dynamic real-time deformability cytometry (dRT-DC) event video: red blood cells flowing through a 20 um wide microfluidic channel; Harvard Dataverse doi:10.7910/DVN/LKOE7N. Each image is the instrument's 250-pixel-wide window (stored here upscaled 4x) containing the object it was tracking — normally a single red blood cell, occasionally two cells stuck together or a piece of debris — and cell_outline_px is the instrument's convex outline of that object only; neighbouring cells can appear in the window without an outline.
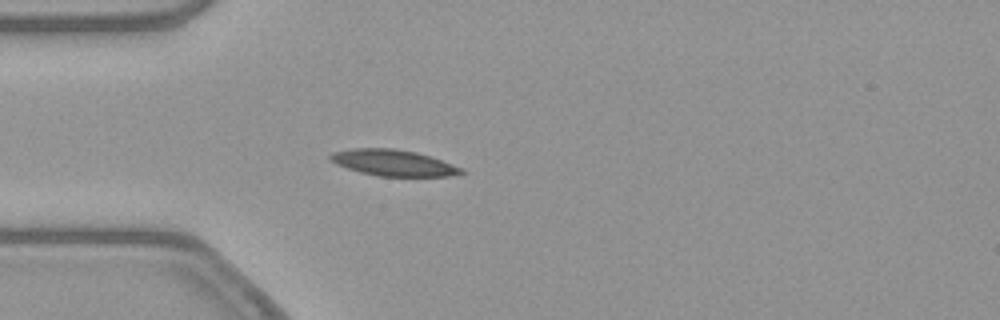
{"species": "common noctule bat (a hibernating species)", "species_latin": "Nyctalus noctula", "temperature_condition": "warm", "stored_images_in_passage": 40, "camera_frame_rate_fps": 3000, "um_per_image_px": 0.085, "animal": {"sex": "female", "body_mass_g": 21.9}, "frame": {"image": 1, "passage_image": 1, "time_ms": 0.0, "image_size_px": [1000, 320], "cell_outline_px": [[464, 172], [452, 176], [376, 176], [360, 172], [336, 164], [328, 160], [328, 156], [332, 152], [352, 148], [392, 148], [416, 152], [464, 168]], "centroid_in_image_um": [33.39, 13.84], "position_along_channel_um": 51.6, "area_um2": 19.94}}
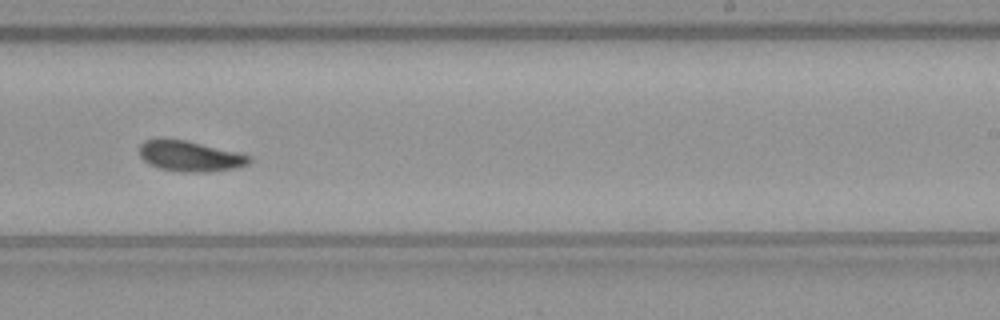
{"frame": {"image": 2, "passage_image": 19, "time_ms": 6.0, "image_size_px": [1000, 320], "cell_outline_px": [[252, 160], [248, 164], [236, 168], [204, 172], [184, 172], [160, 168], [148, 164], [140, 156], [140, 144], [144, 140], [184, 140], [236, 152], [252, 156]], "centroid_in_image_um": [16.16, 13.29], "position_along_channel_um": 272.8, "area_um2": 19.13}}
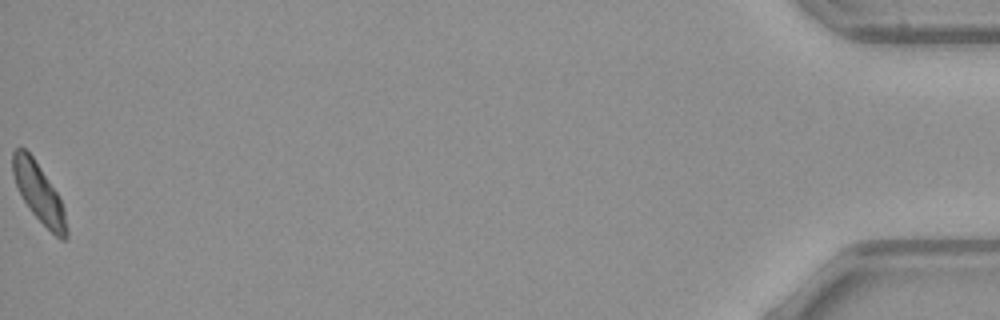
{"frame": {"image": 3, "passage_image": 40, "time_ms": 13.0, "image_size_px": [1000, 320], "cell_outline_px": [[68, 236], [64, 240], [60, 240], [32, 212], [24, 200], [16, 184], [12, 172], [12, 152], [16, 148], [24, 148], [32, 156], [56, 192], [64, 208], [68, 232]], "centroid_in_image_um": [3.3, 16.4], "position_along_channel_um": 431.9, "area_um2": 17.92}, "authors_computed_cell_mechanics": {"area_um2": 19.4497, "velocity_mm_per_s": 3.8242, "shape_relaxation_time_tau1_ms": 2.1947, "shape_relaxation_time_tau2_ms": 2.519, "deformation_change_tau1": 0.1018, "deformation_change_tau2": 0.0793}}